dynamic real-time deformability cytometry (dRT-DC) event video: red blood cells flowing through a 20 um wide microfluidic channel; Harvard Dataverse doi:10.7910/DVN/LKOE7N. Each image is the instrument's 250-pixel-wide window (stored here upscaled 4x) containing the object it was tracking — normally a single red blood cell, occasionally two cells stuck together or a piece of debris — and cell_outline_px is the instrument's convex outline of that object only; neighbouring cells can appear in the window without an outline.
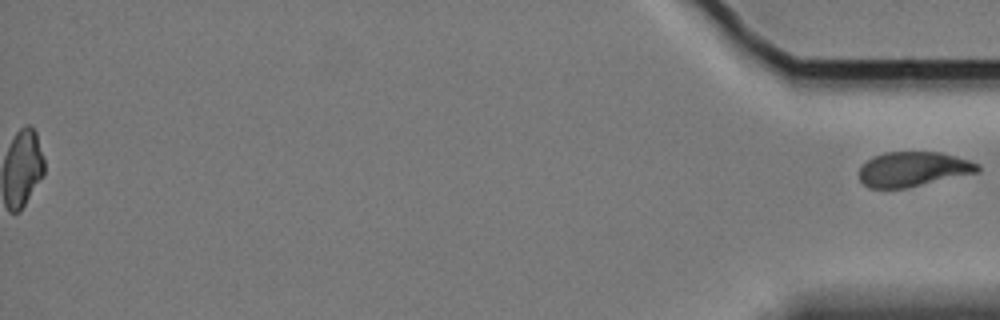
{"species": "Egyptian fruit bat (a non-hibernating species)", "species_latin": "Rousettus aegyptiacus", "temperature_condition": "cold", "stored_images_in_passage": 48, "segment_of_instrument_passage": [2, 2], "camera_frame_rate_fps": 3000, "um_per_image_px": 0.085, "animal": {"sex": "female"}, "frame": {"image": 1, "passage_image": 48, "time_ms": 15.667, "image_size_px": [1000, 320], "cell_outline_px": [[980, 172], [904, 188], [868, 188], [860, 180], [860, 168], [872, 156], [884, 152], [940, 152], [968, 160], [980, 164]], "centroid_in_image_um": [77.62, 14.37], "position_along_channel_um": 357.6, "area_um2": 23.87}}